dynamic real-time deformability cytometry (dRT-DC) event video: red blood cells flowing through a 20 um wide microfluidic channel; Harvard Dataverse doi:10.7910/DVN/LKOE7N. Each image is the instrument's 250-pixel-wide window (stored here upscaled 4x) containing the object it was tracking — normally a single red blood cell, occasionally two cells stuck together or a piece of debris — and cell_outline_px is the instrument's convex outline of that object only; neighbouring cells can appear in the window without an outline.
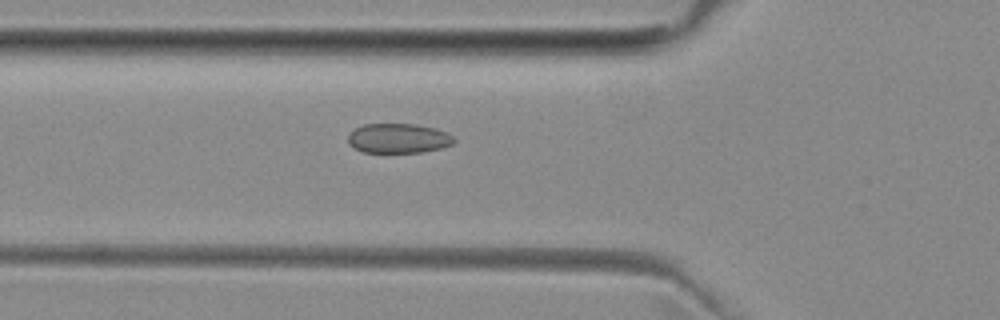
{"species": "common noctule bat (a hibernating species)", "species_latin": "Nyctalus noctula", "temperature_condition": "room temperature", "stored_images_in_passage": 4, "camera_frame_rate_fps": 3000, "um_per_image_px": 0.085, "animal": {"sex": "female", "body_mass_g": 29.2, "forearm_length_mm": 56.3}, "frame": {"image": 1, "passage_image": 4, "time_ms": 4.667, "image_size_px": [1000, 320], "cell_outline_px": [[456, 140], [452, 144], [440, 148], [420, 152], [364, 152], [348, 144], [348, 136], [356, 128], [364, 124], [416, 124], [436, 128], [452, 136]], "centroid_in_image_um": [33.86, 11.75], "position_along_channel_um": 91.9, "area_um2": 18.09}}